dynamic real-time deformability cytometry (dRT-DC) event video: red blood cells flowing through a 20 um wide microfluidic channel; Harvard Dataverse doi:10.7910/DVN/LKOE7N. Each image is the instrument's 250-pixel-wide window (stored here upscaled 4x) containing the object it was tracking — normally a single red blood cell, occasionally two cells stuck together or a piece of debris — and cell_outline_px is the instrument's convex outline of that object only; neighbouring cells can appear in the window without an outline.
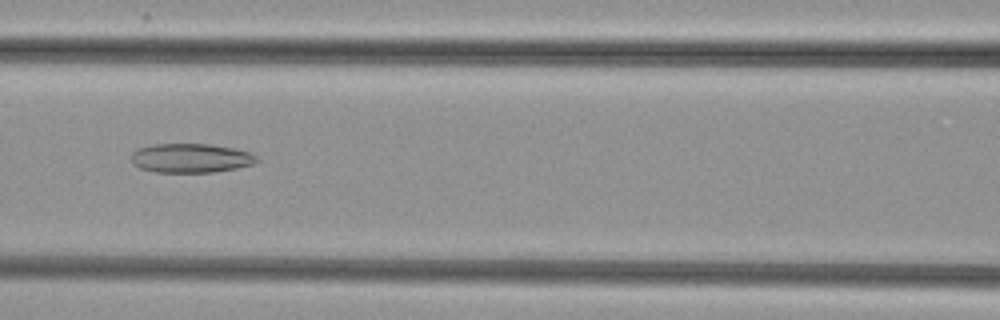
{"species": "common noctule bat (a hibernating species)", "species_latin": "Nyctalus noctula", "temperature_condition": "cold", "stored_images_in_passage": 44, "camera_frame_rate_fps": 3000, "um_per_image_px": 0.085, "animal": {"sex": "female", "body_mass_g": 29.2, "forearm_length_mm": 56.3}, "frame": {"image": 1, "passage_image": 15, "time_ms": 4.667, "image_size_px": [1000, 320], "cell_outline_px": [[260, 160], [256, 164], [236, 168], [212, 172], [156, 172], [140, 168], [132, 164], [132, 152], [136, 148], [152, 144], [212, 144], [252, 152]], "centroid_in_image_um": [16.23, 13.43], "position_along_channel_um": 150.4, "area_um2": 21.56}}
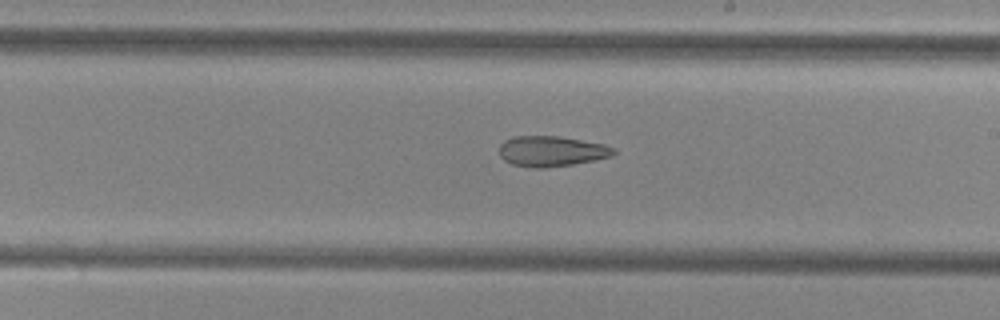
{"frame": {"image": 2, "passage_image": 22, "time_ms": 7.0, "image_size_px": [1000, 320], "cell_outline_px": [[616, 152], [612, 156], [596, 160], [572, 164], [544, 168], [532, 168], [512, 164], [504, 160], [500, 156], [500, 144], [504, 140], [512, 136], [556, 136], [604, 144], [616, 148]], "centroid_in_image_um": [46.87, 12.85], "position_along_channel_um": 242.1, "area_um2": 20.35}}
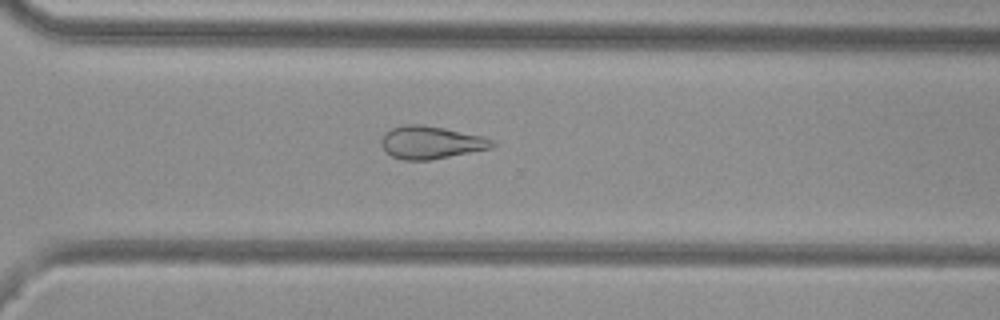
{"frame": {"image": 3, "passage_image": 29, "time_ms": 9.333, "image_size_px": [1000, 320], "cell_outline_px": [[496, 144], [492, 148], [428, 160], [404, 160], [392, 156], [384, 152], [380, 144], [380, 140], [392, 128], [404, 124], [424, 124], [484, 136], [492, 140]], "centroid_in_image_um": [36.62, 12.1], "position_along_channel_um": 334.0, "area_um2": 21.15}}